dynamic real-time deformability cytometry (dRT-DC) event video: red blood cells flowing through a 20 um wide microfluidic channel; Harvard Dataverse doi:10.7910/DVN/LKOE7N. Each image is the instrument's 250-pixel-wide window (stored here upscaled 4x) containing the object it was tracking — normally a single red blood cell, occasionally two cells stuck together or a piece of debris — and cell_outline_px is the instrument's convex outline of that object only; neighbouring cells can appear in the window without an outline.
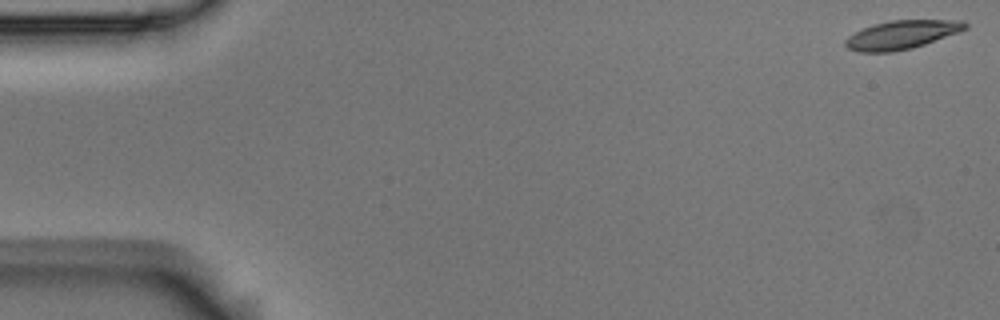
{"species": "Egyptian fruit bat (a non-hibernating species)", "species_latin": "Rousettus aegyptiacus", "temperature_condition": "room temperature", "stored_images_in_passage": 8, "camera_frame_rate_fps": 3000, "um_per_image_px": 0.085, "animal": {"sex": "male"}, "frame": {"image": 1, "passage_image": 1, "time_ms": 0.0, "image_size_px": [1000, 320], "cell_outline_px": [[968, 28], [960, 32], [912, 48], [892, 52], [860, 52], [848, 48], [844, 44], [844, 40], [848, 36], [864, 28], [876, 24], [892, 20], [964, 20], [968, 24]], "centroid_in_image_um": [76.68, 2.95], "position_along_channel_um": 8.3, "area_um2": 19.88}}
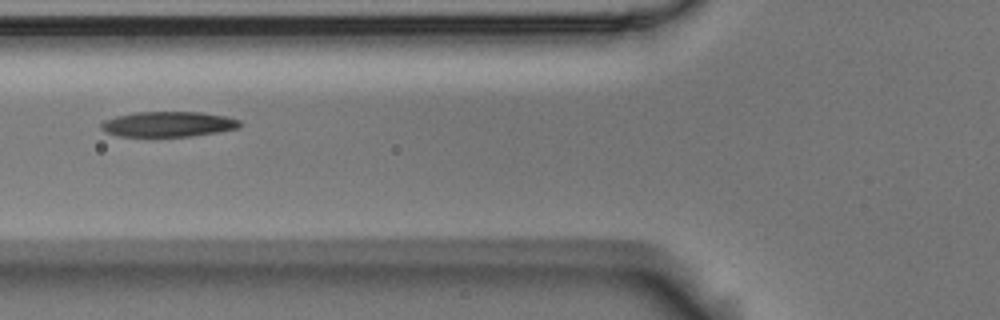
{"frame": {"image": 2, "passage_image": 6, "time_ms": 1.667, "image_size_px": [1000, 320], "cell_outline_px": [[240, 128], [192, 136], [120, 136], [104, 132], [100, 128], [100, 124], [104, 120], [116, 116], [136, 112], [200, 112], [224, 116], [240, 120]], "centroid_in_image_um": [14.27, 10.55], "position_along_channel_um": 111.5, "area_um2": 20.35}}
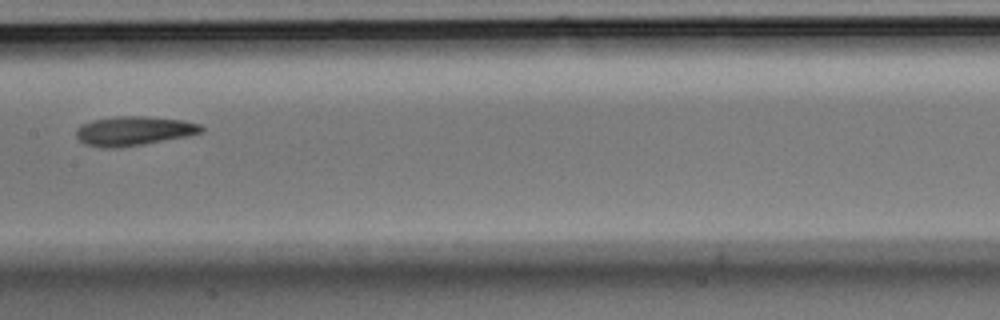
{"frame": {"image": 3, "passage_image": 8, "time_ms": 2.333, "image_size_px": [1000, 320], "cell_outline_px": [[204, 132], [144, 144], [120, 148], [104, 148], [84, 144], [76, 136], [76, 128], [80, 124], [92, 120], [116, 116], [148, 116], [184, 120], [200, 124], [204, 128]], "centroid_in_image_um": [11.34, 11.12], "position_along_channel_um": 196.1, "area_um2": 21.5}}